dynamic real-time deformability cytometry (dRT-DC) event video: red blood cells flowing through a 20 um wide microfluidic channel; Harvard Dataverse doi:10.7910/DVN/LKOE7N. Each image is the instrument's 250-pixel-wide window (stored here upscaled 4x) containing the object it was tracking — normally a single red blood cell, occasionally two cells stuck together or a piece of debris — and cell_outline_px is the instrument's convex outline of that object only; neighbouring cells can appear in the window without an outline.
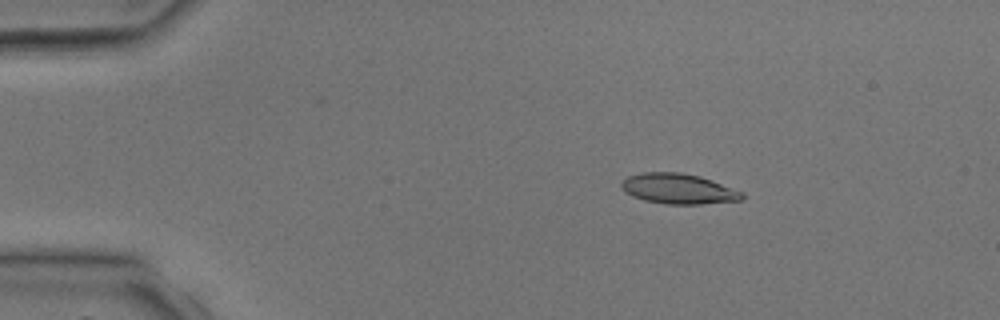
{"species": "common noctule bat (a hibernating species)", "species_latin": "Nyctalus noctula", "temperature_condition": "room temperature", "stored_images_in_passage": 3, "camera_frame_rate_fps": 3000, "um_per_image_px": 0.085, "animal": {"sex": "male", "body_mass_g": 17.9, "forearm_length_mm": 54.2}, "frame": {"image": 1, "passage_image": 1, "time_ms": 0.0, "image_size_px": [1000, 320], "cell_outline_px": [[744, 196], [740, 200], [700, 204], [664, 204], [644, 200], [632, 196], [624, 192], [620, 188], [620, 184], [628, 176], [640, 172], [680, 172], [700, 176], [712, 180], [744, 192]], "centroid_in_image_um": [57.63, 16.04], "position_along_channel_um": 27.4, "area_um2": 21.44}}
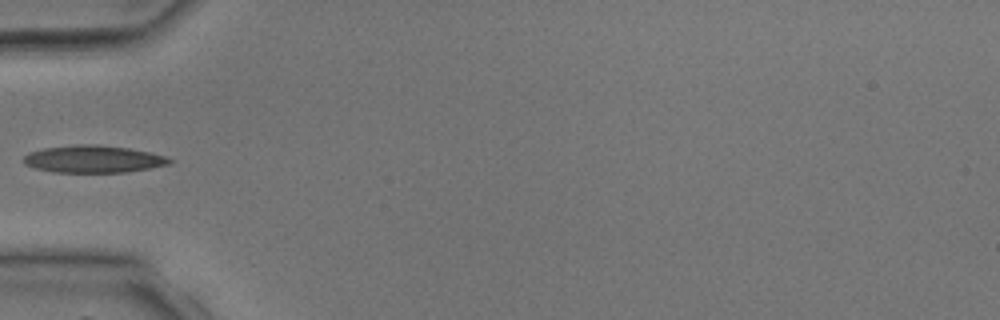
{"frame": {"image": 2, "passage_image": 3, "time_ms": 2.333, "image_size_px": [1000, 320], "cell_outline_px": [[172, 160], [168, 164], [128, 172], [56, 172], [36, 168], [24, 164], [24, 156], [28, 152], [44, 148], [76, 144], [96, 144], [128, 148], [152, 152], [164, 156]], "centroid_in_image_um": [7.91, 13.51], "position_along_channel_um": 77.1, "area_um2": 23.06}}